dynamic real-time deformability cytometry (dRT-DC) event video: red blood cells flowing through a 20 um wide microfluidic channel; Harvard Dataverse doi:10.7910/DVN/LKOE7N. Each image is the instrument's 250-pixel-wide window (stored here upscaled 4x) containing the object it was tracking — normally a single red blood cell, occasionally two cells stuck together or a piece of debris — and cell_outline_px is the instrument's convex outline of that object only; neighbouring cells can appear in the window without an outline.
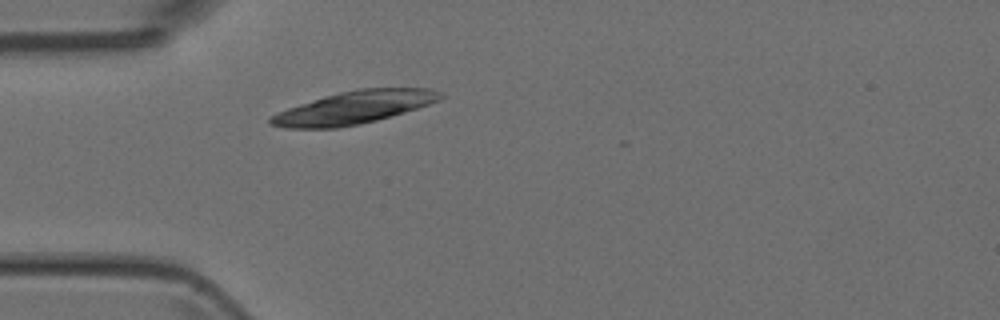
{"species": "Egyptian fruit bat (a non-hibernating species)", "species_latin": "Rousettus aegyptiacus", "temperature_condition": "room temperature", "stored_images_in_passage": 1, "camera_frame_rate_fps": 3000, "um_per_image_px": 0.085, "animal": {"sex": "female"}, "frame": {"image": 1, "passage_image": 1, "time_ms": 0.0, "image_size_px": [1000, 320], "cell_outline_px": [[444, 96], [440, 100], [404, 112], [376, 120], [360, 124], [336, 128], [288, 128], [268, 124], [268, 120], [272, 116], [288, 108], [324, 96], [340, 92], [360, 88], [432, 88], [440, 92]], "centroid_in_image_um": [30.11, 9.13], "position_along_channel_um": 54.9, "area_um2": 31.96}}